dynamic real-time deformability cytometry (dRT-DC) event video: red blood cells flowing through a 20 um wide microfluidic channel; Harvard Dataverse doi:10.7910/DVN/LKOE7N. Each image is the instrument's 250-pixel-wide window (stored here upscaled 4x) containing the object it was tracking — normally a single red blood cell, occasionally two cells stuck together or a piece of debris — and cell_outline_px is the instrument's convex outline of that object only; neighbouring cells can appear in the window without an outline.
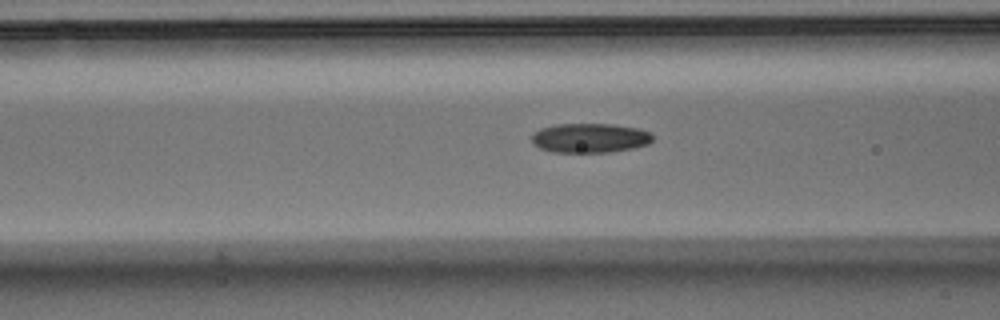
{"species": "Egyptian fruit bat (a non-hibernating species)", "species_latin": "Rousettus aegyptiacus", "temperature_condition": "warm", "stored_images_in_passage": 25, "camera_frame_rate_fps": 3000, "um_per_image_px": 0.085, "animal": {"sex": "male"}, "frame": {"image": 1, "passage_image": 4, "time_ms": 1.0, "image_size_px": [1000, 320], "cell_outline_px": [[652, 140], [648, 144], [632, 148], [608, 152], [552, 152], [540, 148], [532, 144], [532, 132], [540, 128], [556, 124], [616, 124], [640, 128], [652, 132]], "centroid_in_image_um": [50.13, 11.71], "position_along_channel_um": 116.5, "area_um2": 20.98}}
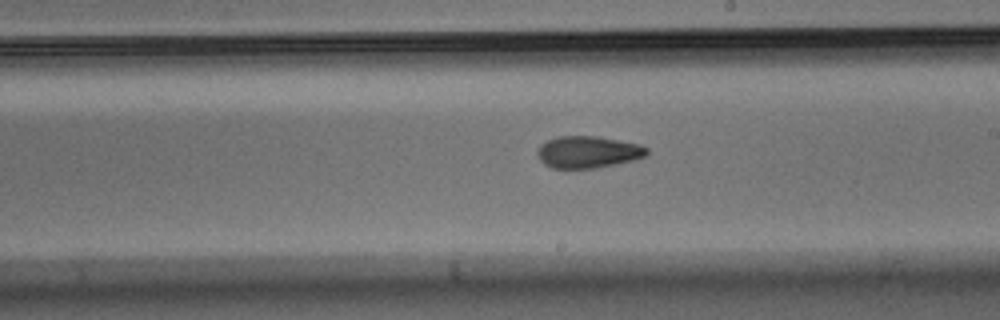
{"frame": {"image": 2, "passage_image": 13, "time_ms": 4.0, "image_size_px": [1000, 320], "cell_outline_px": [[648, 152], [644, 156], [636, 160], [596, 168], [552, 168], [544, 164], [540, 160], [536, 152], [540, 144], [548, 140], [560, 136], [596, 136], [640, 144], [648, 148]], "centroid_in_image_um": [49.98, 12.92], "position_along_channel_um": 239.0, "area_um2": 20.4}}
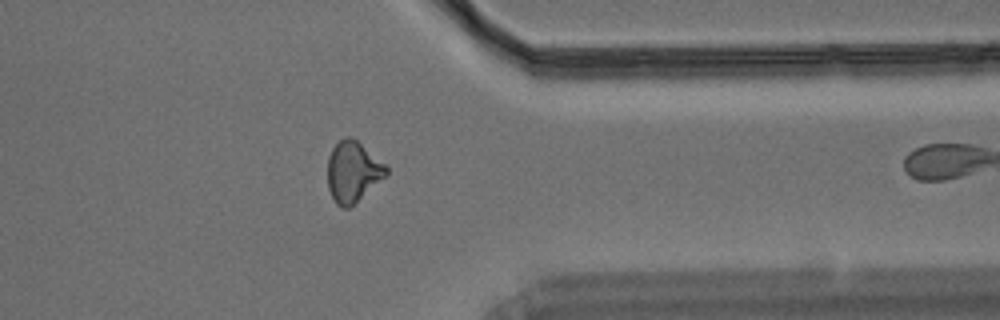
{"frame": {"image": 3, "passage_image": 24, "time_ms": 7.667, "image_size_px": [1000, 320], "cell_outline_px": [[388, 176], [348, 208], [344, 208], [336, 204], [328, 188], [328, 156], [332, 148], [340, 140], [348, 136], [352, 136], [384, 164], [388, 168]], "centroid_in_image_um": [30.0, 14.6], "position_along_channel_um": 381.4, "area_um2": 20.63}}